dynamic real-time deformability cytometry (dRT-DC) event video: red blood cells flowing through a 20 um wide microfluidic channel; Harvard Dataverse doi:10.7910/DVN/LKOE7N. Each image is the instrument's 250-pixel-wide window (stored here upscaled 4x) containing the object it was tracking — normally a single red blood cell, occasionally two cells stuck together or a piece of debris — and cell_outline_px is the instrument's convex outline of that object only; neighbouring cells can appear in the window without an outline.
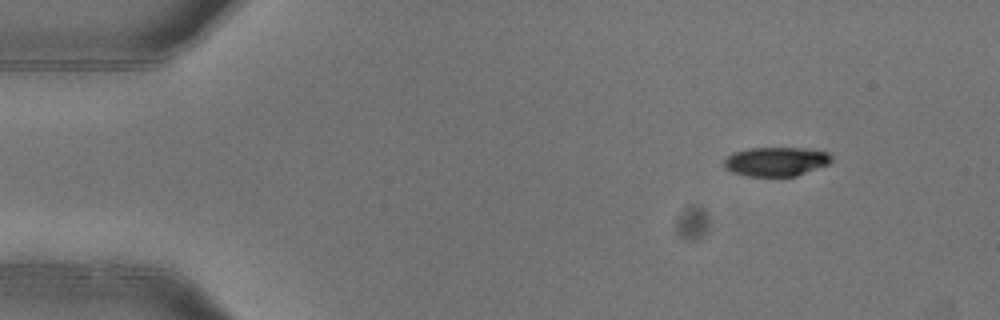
{"species": "common noctule bat (a hibernating species)", "species_latin": "Nyctalus noctula", "temperature_condition": "warm", "stored_images_in_passage": 5, "camera_frame_rate_fps": 3000, "um_per_image_px": 0.085, "animal": {"sex": "female"}, "frame": {"image": 1, "passage_image": 1, "time_ms": 0.0, "image_size_px": [1000, 320], "cell_outline_px": [[832, 160], [828, 164], [796, 176], [748, 176], [732, 172], [724, 168], [724, 160], [728, 156], [736, 152], [748, 148], [808, 148], [828, 152], [832, 156]], "centroid_in_image_um": [65.98, 13.73], "position_along_channel_um": 19.0, "area_um2": 18.21}}
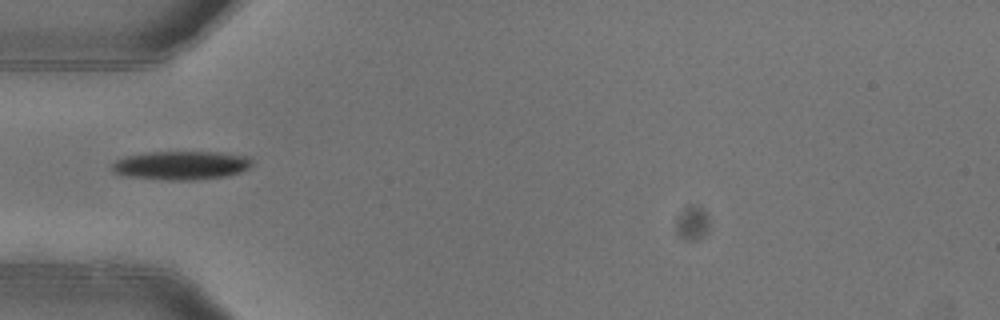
{"frame": {"image": 2, "passage_image": 4, "time_ms": 1.0, "image_size_px": [1000, 320], "cell_outline_px": [[252, 164], [248, 168], [240, 172], [224, 176], [196, 180], [168, 180], [120, 176], [112, 172], [112, 164], [116, 160], [124, 156], [148, 152], [216, 152], [248, 156], [252, 160]], "centroid_in_image_um": [15.34, 14.06], "position_along_channel_um": 69.7, "area_um2": 23.58}}